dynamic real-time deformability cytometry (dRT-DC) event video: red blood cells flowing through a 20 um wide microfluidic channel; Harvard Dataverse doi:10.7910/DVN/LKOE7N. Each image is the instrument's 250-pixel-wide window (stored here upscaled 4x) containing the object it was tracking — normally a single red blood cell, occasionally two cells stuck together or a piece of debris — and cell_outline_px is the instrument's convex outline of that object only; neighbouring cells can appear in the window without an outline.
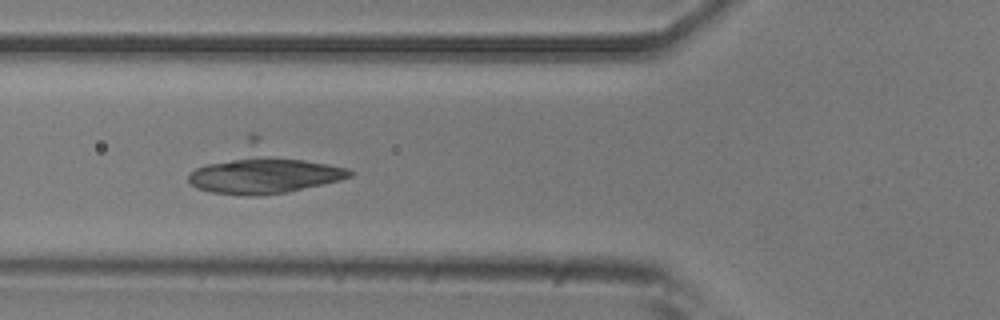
{"species": "common noctule bat (a hibernating species)", "species_latin": "Nyctalus noctula", "temperature_condition": "room temperature", "stored_images_in_passage": 14, "camera_frame_rate_fps": 3000, "um_per_image_px": 0.085, "animal": {"sex": "male", "body_mass_g": 20.5, "forearm_length_mm": 52.5}, "frame": {"image": 1, "passage_image": 8, "time_ms": 2.333, "image_size_px": [1000, 320], "cell_outline_px": [[356, 172], [352, 176], [340, 180], [324, 184], [288, 192], [212, 192], [196, 188], [188, 180], [188, 176], [196, 168], [208, 164], [248, 156], [268, 156], [304, 160], [328, 164], [348, 168]], "centroid_in_image_um": [22.55, 14.87], "position_along_channel_um": 103.2, "area_um2": 32.31}}